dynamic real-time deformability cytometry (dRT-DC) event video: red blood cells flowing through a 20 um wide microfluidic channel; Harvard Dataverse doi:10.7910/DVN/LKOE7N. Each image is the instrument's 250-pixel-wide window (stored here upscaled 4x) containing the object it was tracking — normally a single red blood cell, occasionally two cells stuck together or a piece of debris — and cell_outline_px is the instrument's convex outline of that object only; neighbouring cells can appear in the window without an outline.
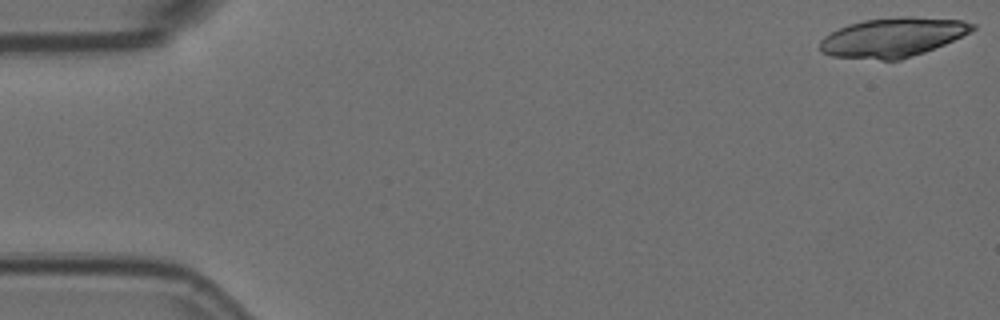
{"species": "Egyptian fruit bat (a non-hibernating species)", "species_latin": "Rousettus aegyptiacus", "temperature_condition": "room temperature", "stored_images_in_passage": 4, "camera_frame_rate_fps": 3000, "um_per_image_px": 0.085, "animal": {"sex": "female"}, "frame": {"image": 1, "passage_image": 1, "time_ms": 0.0, "image_size_px": [1000, 320], "cell_outline_px": [[976, 28], [944, 44], [924, 52], [900, 60], [880, 60], [832, 56], [820, 52], [820, 40], [824, 36], [848, 24], [864, 20], [904, 16], [912, 16], [960, 20], [976, 24]], "centroid_in_image_um": [75.85, 3.17], "position_along_channel_um": 9.1, "area_um2": 34.68}}
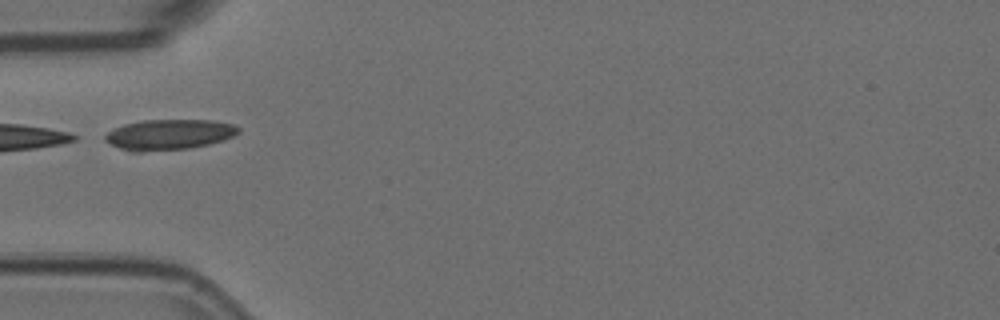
{"frame": {"image": 2, "passage_image": 4, "time_ms": 1.0, "image_size_px": [1000, 320], "cell_outline_px": [[240, 132], [232, 136], [208, 144], [188, 148], [144, 152], [132, 152], [120, 148], [104, 140], [104, 136], [112, 128], [124, 124], [140, 120], [212, 120], [232, 124], [240, 128]], "centroid_in_image_um": [14.32, 11.43], "position_along_channel_um": 70.7, "area_um2": 23.64}}